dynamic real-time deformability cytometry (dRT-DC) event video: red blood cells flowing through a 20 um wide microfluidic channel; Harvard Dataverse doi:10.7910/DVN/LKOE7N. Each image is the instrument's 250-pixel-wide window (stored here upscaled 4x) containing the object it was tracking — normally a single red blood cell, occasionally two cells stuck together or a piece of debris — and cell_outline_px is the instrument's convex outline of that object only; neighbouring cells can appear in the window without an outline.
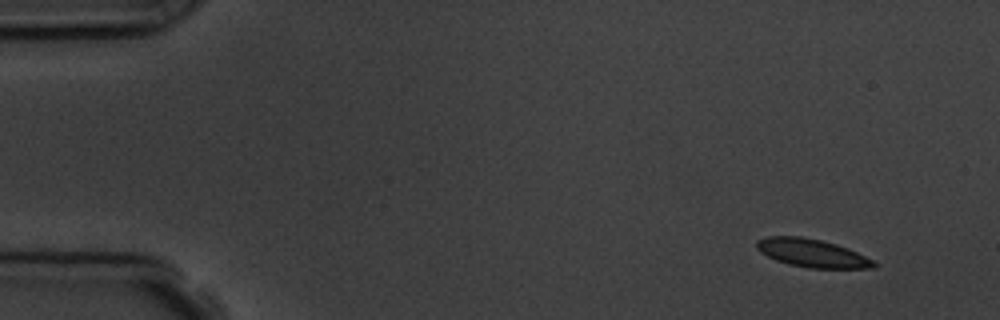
{"species": "common noctule bat (a hibernating species)", "species_latin": "Nyctalus noctula", "temperature_condition": "room temperature", "stored_images_in_passage": 4, "camera_frame_rate_fps": 3000, "um_per_image_px": 0.085, "animal": {"sex": "male", "body_mass_g": 19.5, "forearm_length_mm": 54.6}, "frame": {"image": 1, "passage_image": 1, "time_ms": 0.0, "image_size_px": [1000, 320], "cell_outline_px": [[880, 264], [876, 268], [808, 268], [788, 264], [776, 260], [760, 252], [756, 248], [756, 240], [768, 236], [800, 236], [820, 240], [836, 244], [848, 248]], "centroid_in_image_um": [69.02, 21.51], "position_along_channel_um": 16.0, "area_um2": 19.25}}
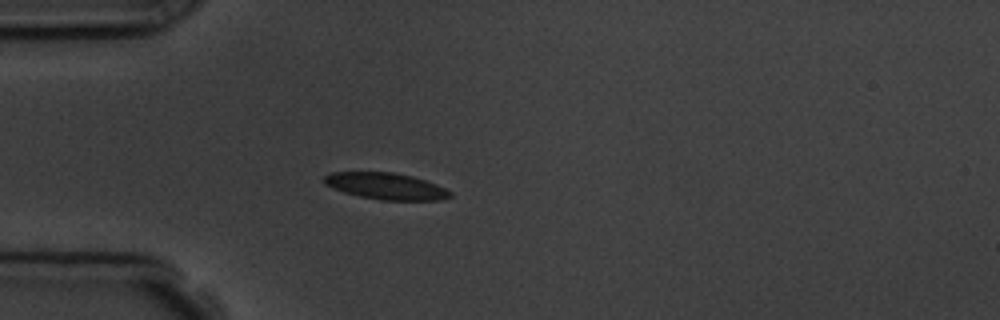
{"frame": {"image": 2, "passage_image": 4, "time_ms": 3.667, "image_size_px": [1000, 320], "cell_outline_px": [[452, 196], [440, 200], [380, 200], [360, 196], [344, 192], [324, 184], [324, 176], [332, 172], [392, 172], [412, 176], [436, 184], [452, 192]], "centroid_in_image_um": [32.81, 15.82], "position_along_channel_um": 52.2, "area_um2": 19.36}}